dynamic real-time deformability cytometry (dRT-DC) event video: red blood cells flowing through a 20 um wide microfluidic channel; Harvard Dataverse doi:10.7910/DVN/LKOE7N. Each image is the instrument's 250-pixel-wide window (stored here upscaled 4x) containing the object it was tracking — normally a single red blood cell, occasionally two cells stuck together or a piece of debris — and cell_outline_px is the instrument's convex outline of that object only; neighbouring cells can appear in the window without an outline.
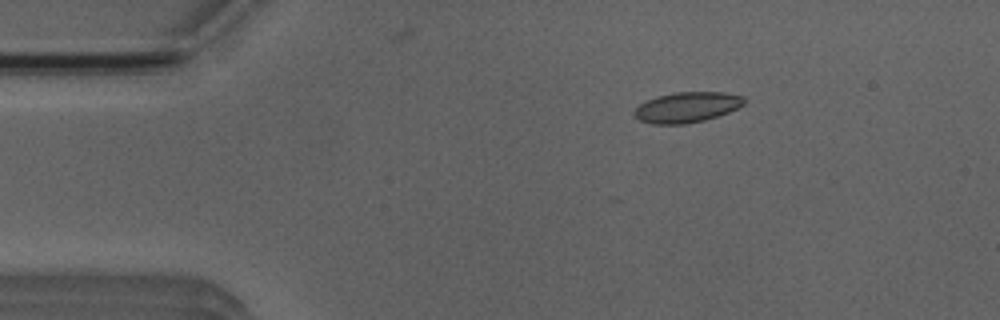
{"species": "Egyptian fruit bat (a non-hibernating species)", "species_latin": "Rousettus aegyptiacus", "temperature_condition": "room temperature", "stored_images_in_passage": 5, "camera_frame_rate_fps": 3000, "um_per_image_px": 0.085, "animal": {"sex": "male"}, "frame": {"image": 1, "passage_image": 3, "time_ms": 2.333, "image_size_px": [1000, 320], "cell_outline_px": [[744, 104], [728, 112], [704, 120], [684, 124], [652, 124], [640, 120], [632, 116], [632, 112], [640, 104], [656, 96], [676, 92], [724, 92], [744, 96]], "centroid_in_image_um": [58.35, 9.11], "position_along_channel_um": 26.6, "area_um2": 19.42}}